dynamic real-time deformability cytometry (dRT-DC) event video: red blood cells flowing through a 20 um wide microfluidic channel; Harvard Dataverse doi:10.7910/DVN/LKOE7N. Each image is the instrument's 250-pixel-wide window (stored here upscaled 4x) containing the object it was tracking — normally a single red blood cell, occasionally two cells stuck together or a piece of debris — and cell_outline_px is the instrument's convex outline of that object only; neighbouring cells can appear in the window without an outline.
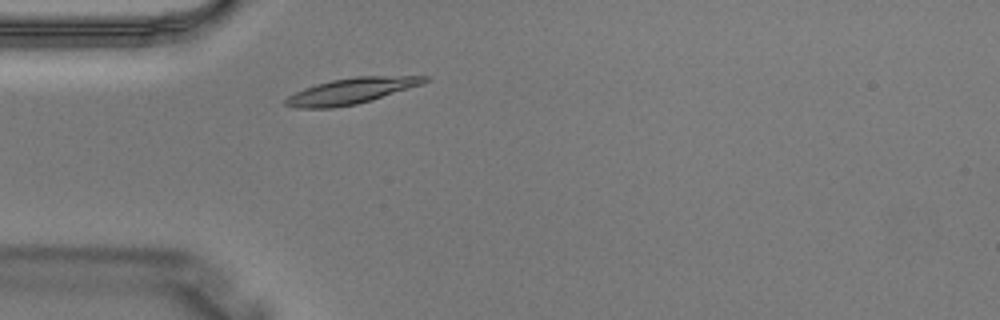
{"species": "Egyptian fruit bat (a non-hibernating species)", "species_latin": "Rousettus aegyptiacus", "temperature_condition": "warm", "stored_images_in_passage": 2, "camera_frame_rate_fps": 3000, "um_per_image_px": 0.085, "animal": {"sex": "male"}, "frame": {"image": 1, "passage_image": 2, "time_ms": 0.333, "image_size_px": [1000, 320], "cell_outline_px": [[428, 80], [420, 84], [372, 100], [356, 104], [332, 108], [296, 108], [284, 104], [284, 100], [288, 96], [304, 88], [316, 84], [332, 80], [356, 76], [428, 76]], "centroid_in_image_um": [29.8, 7.74], "position_along_channel_um": 55.2, "area_um2": 20.63}}